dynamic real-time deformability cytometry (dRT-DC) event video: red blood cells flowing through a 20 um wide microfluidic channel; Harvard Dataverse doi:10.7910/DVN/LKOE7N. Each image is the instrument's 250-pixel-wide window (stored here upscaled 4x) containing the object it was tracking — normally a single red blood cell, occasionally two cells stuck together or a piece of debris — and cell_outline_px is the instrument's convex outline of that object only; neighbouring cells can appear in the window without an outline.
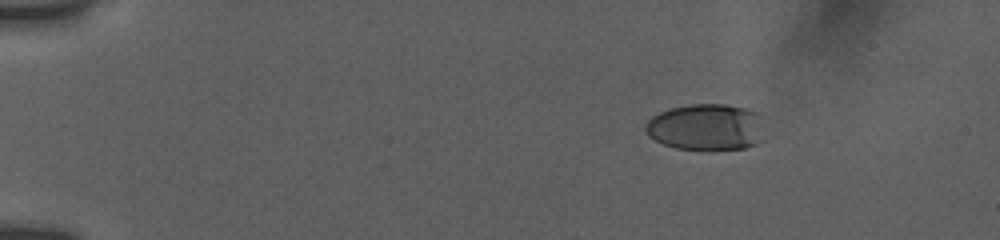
{"species": "human", "species_latin": "Homo sapiens", "temperature_condition": "room temperature", "stored_images_in_passage": 12, "camera_frame_rate_fps": 3000, "um_per_image_px": 0.085, "donor": {"sex": "female"}, "frame": {"image": 1, "passage_image": 4, "time_ms": 3.0, "image_size_px": [1000, 240], "cell_outline_px": [[764, 140], [756, 144], [744, 148], [676, 148], [664, 144], [648, 136], [644, 128], [644, 124], [652, 116], [660, 112], [672, 108], [692, 104], [724, 104], [748, 108], [764, 116]], "centroid_in_image_um": [60.09, 10.78], "position_along_channel_um": 24.9, "area_um2": 32.48}}
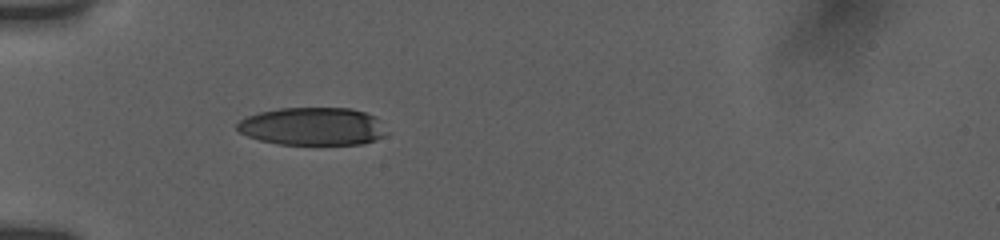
{"frame": {"image": 2, "passage_image": 10, "time_ms": 6.333, "image_size_px": [1000, 240], "cell_outline_px": [[388, 132], [384, 136], [376, 140], [364, 144], [280, 144], [260, 140], [248, 136], [240, 132], [236, 128], [236, 124], [240, 120], [248, 116], [260, 112], [280, 108], [352, 108], [376, 116]], "centroid_in_image_um": [26.61, 10.74], "position_along_channel_um": 58.4, "area_um2": 33.06}}
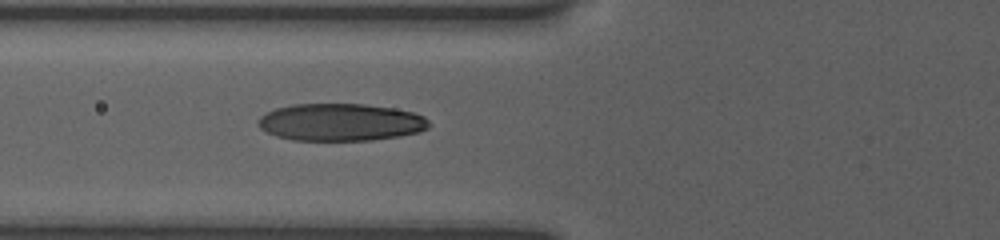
{"frame": {"image": 3, "passage_image": 12, "time_ms": 7.667, "image_size_px": [1000, 240], "cell_outline_px": [[432, 124], [428, 128], [420, 132], [400, 136], [372, 140], [292, 140], [276, 136], [260, 128], [256, 124], [256, 120], [260, 116], [276, 108], [292, 104], [364, 104], [396, 108], [412, 112], [424, 116]], "centroid_in_image_um": [28.97, 10.39], "position_along_channel_um": 96.8, "area_um2": 37.45}}